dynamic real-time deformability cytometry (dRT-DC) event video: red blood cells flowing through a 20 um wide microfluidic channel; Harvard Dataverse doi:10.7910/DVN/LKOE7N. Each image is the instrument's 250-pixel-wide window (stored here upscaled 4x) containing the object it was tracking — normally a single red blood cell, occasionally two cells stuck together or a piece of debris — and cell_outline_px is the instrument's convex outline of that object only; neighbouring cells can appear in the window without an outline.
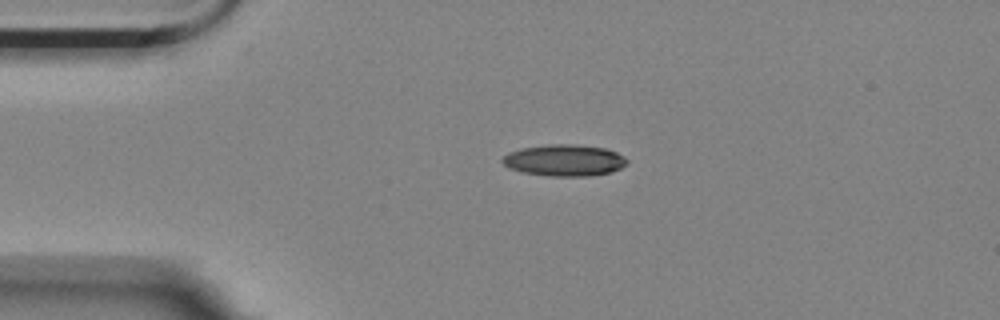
{"species": "Egyptian fruit bat (a non-hibernating species)", "species_latin": "Rousettus aegyptiacus", "temperature_condition": "room temperature", "stored_images_in_passage": 4, "camera_frame_rate_fps": 3000, "um_per_image_px": 0.085, "animal": {"sex": "female"}, "frame": {"image": 1, "passage_image": 1, "time_ms": 0.0, "image_size_px": [1000, 320], "cell_outline_px": [[628, 164], [612, 172], [592, 176], [548, 176], [524, 172], [508, 168], [500, 160], [508, 152], [520, 148], [548, 144], [572, 144], [604, 148], [616, 152], [624, 156], [628, 160]], "centroid_in_image_um": [47.97, 13.63], "position_along_channel_um": 37.0, "area_um2": 23.06}}
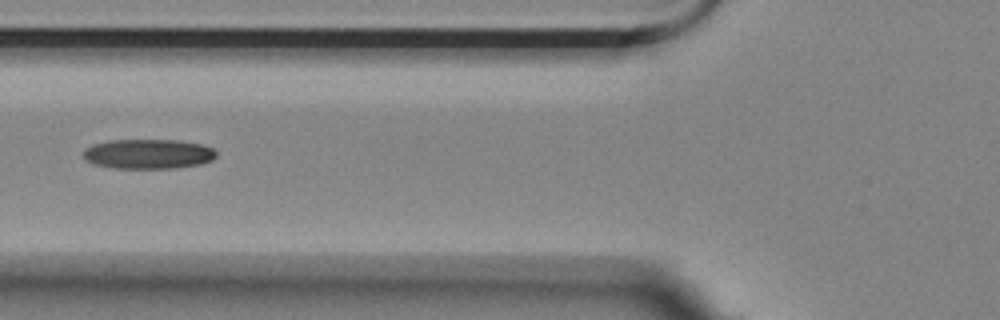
{"frame": {"image": 2, "passage_image": 3, "time_ms": 0.667, "image_size_px": [1000, 320], "cell_outline_px": [[216, 156], [212, 160], [200, 164], [176, 168], [112, 168], [96, 164], [88, 160], [84, 156], [84, 152], [92, 144], [108, 140], [176, 140], [200, 144], [212, 148], [216, 152]], "centroid_in_image_um": [12.62, 13.08], "position_along_channel_um": 113.2, "area_um2": 22.83}}
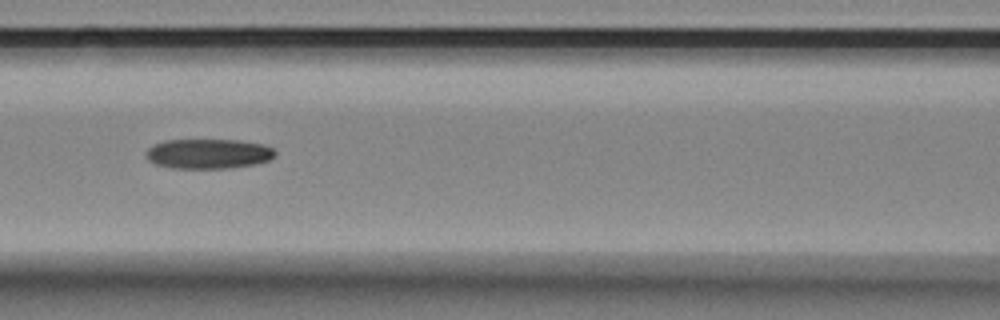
{"frame": {"image": 3, "passage_image": 4, "time_ms": 1.0, "image_size_px": [1000, 320], "cell_outline_px": [[276, 156], [268, 160], [256, 164], [228, 168], [172, 168], [156, 164], [148, 160], [148, 148], [152, 144], [164, 140], [236, 140], [264, 144], [272, 148], [276, 152]], "centroid_in_image_um": [17.73, 13.06], "position_along_channel_um": 148.9, "area_um2": 22.43}}